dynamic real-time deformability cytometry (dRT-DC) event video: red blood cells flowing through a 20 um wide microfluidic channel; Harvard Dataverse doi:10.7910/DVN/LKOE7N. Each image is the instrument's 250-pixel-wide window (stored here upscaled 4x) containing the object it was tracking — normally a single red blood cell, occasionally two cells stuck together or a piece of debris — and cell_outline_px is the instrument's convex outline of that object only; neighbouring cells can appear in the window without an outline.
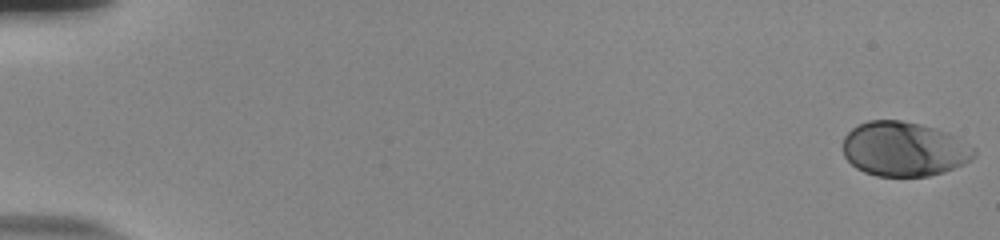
{"species": "human", "species_latin": "Homo sapiens", "temperature_condition": "room temperature", "stored_images_in_passage": 56, "camera_frame_rate_fps": 3000, "um_per_image_px": 0.085, "donor": {"sex": "male"}, "frame": {"image": 1, "passage_image": 1, "time_ms": 0.0, "image_size_px": [1000, 240], "cell_outline_px": [[976, 156], [972, 160], [964, 164], [944, 172], [928, 176], [876, 176], [864, 172], [856, 168], [844, 156], [844, 136], [852, 128], [868, 120], [900, 120], [920, 124], [936, 128], [948, 132], [956, 136], [976, 148]], "centroid_in_image_um": [76.88, 12.67], "position_along_channel_um": 8.1, "area_um2": 41.96}}
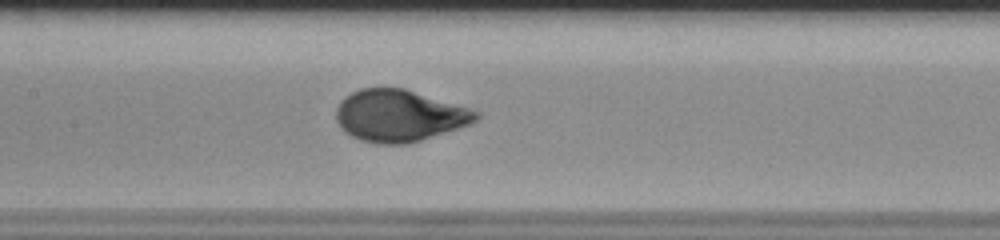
{"frame": {"image": 2, "passage_image": 29, "time_ms": 9.333, "image_size_px": [1000, 240], "cell_outline_px": [[480, 116], [472, 124], [408, 144], [376, 144], [360, 140], [344, 132], [340, 128], [336, 120], [336, 108], [340, 100], [344, 96], [360, 88], [404, 88], [468, 108], [480, 112]], "centroid_in_image_um": [33.9, 9.84], "position_along_channel_um": 173.5, "area_um2": 42.37}}
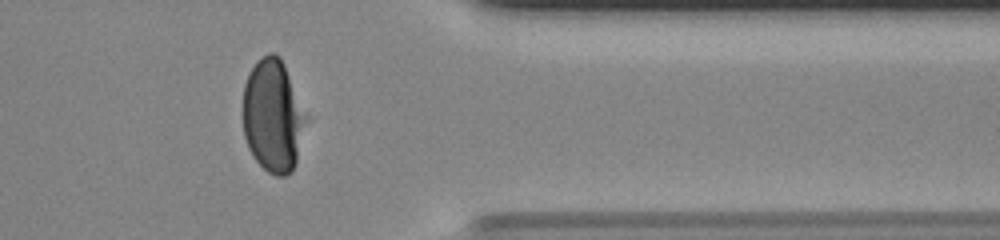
{"frame": {"image": 3, "passage_image": 47, "time_ms": 15.333, "image_size_px": [1000, 240], "cell_outline_px": [[308, 120], [296, 160], [292, 172], [284, 176], [276, 176], [268, 172], [252, 156], [248, 148], [244, 136], [244, 84], [248, 72], [256, 60], [268, 52], [276, 52], [280, 56], [284, 64]], "centroid_in_image_um": [23.19, 9.83], "position_along_channel_um": 388.2, "area_um2": 41.5}, "authors_computed_cell_mechanics": {"area_um2": 41.4715, "velocity_mm_per_s": 3.7397, "shape_relaxation_time_tau1_ms": 3.3767, "shape_relaxation_time_tau2_ms": null, "deformation_change_tau1": 0.1791, "deformation_change_tau2": null}}